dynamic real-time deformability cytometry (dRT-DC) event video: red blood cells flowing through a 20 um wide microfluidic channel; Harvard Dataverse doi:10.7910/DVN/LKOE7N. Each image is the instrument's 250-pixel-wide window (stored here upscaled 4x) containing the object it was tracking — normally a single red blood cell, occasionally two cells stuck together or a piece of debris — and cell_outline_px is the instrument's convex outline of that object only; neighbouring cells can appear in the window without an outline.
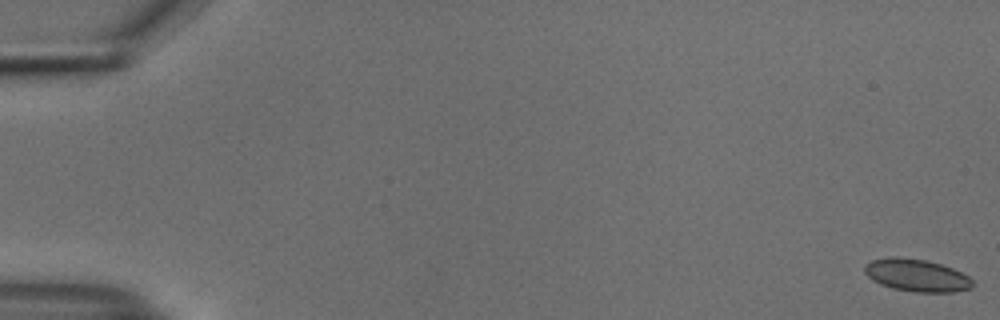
{"species": "common noctule bat (a hibernating species)", "species_latin": "Nyctalus noctula", "temperature_condition": "cold", "stored_images_in_passage": 16, "camera_frame_rate_fps": 3000, "um_per_image_px": 0.085, "animal": {"sex": "male", "body_mass_g": 18.8}, "frame": {"image": 1, "passage_image": 1, "time_ms": 0.0, "image_size_px": [1000, 320], "cell_outline_px": [[972, 288], [956, 292], [916, 292], [892, 288], [880, 284], [872, 280], [864, 272], [864, 264], [872, 260], [892, 256], [896, 256], [924, 260], [940, 264], [952, 268], [968, 276], [972, 280]], "centroid_in_image_um": [77.89, 23.4], "position_along_channel_um": 7.1, "area_um2": 20.4}}